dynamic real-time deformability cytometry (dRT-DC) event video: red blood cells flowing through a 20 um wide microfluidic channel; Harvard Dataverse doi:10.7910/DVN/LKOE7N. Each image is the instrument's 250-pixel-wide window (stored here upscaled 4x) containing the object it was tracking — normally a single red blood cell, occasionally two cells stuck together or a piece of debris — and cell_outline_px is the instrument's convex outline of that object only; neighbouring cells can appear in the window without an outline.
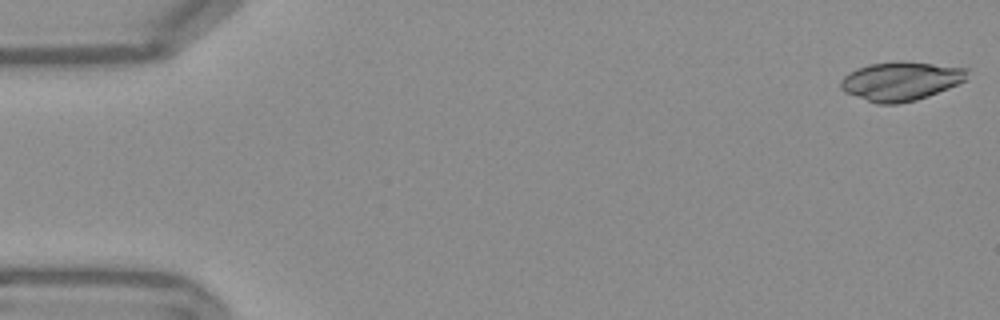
{"species": "Egyptian fruit bat (a non-hibernating species)", "species_latin": "Rousettus aegyptiacus", "temperature_condition": "warm", "stored_images_in_passage": 53, "camera_frame_rate_fps": 3000, "um_per_image_px": 0.085, "frame": {"image": 1, "passage_image": 1, "time_ms": 0.0, "image_size_px": [1000, 320], "cell_outline_px": [[968, 80], [928, 96], [916, 100], [900, 104], [876, 104], [844, 92], [840, 88], [840, 80], [848, 72], [856, 68], [868, 64], [900, 60], [968, 68]], "centroid_in_image_um": [76.55, 6.89], "position_along_channel_um": 8.4, "area_um2": 29.07}}
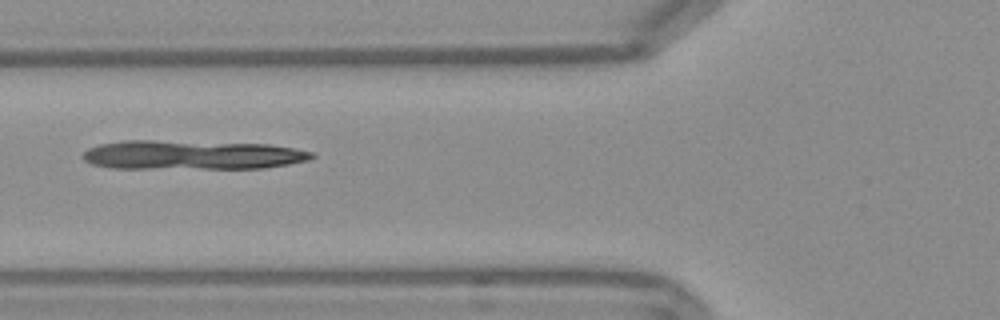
{"frame": {"image": 2, "passage_image": 20, "time_ms": 6.333, "image_size_px": [1000, 320], "cell_outline_px": [[316, 156], [308, 160], [288, 164], [264, 168], [112, 168], [92, 164], [84, 160], [80, 156], [88, 148], [100, 144], [124, 140], [156, 140], [268, 144], [296, 148], [312, 152]], "centroid_in_image_um": [16.3, 13.16], "position_along_channel_um": 109.5, "area_um2": 39.07}}
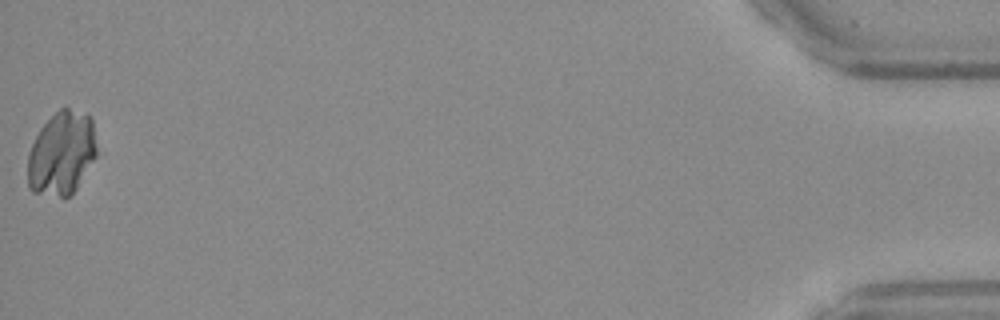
{"frame": {"image": 3, "passage_image": 53, "time_ms": 17.333, "image_size_px": [1000, 320], "cell_outline_px": [[96, 156], [76, 188], [68, 196], [60, 196], [32, 192], [28, 188], [28, 152], [40, 128], [60, 108], [68, 108], [88, 116], [92, 120], [96, 148]], "centroid_in_image_um": [5.22, 13.04], "position_along_channel_um": 430.0, "area_um2": 33.12}}